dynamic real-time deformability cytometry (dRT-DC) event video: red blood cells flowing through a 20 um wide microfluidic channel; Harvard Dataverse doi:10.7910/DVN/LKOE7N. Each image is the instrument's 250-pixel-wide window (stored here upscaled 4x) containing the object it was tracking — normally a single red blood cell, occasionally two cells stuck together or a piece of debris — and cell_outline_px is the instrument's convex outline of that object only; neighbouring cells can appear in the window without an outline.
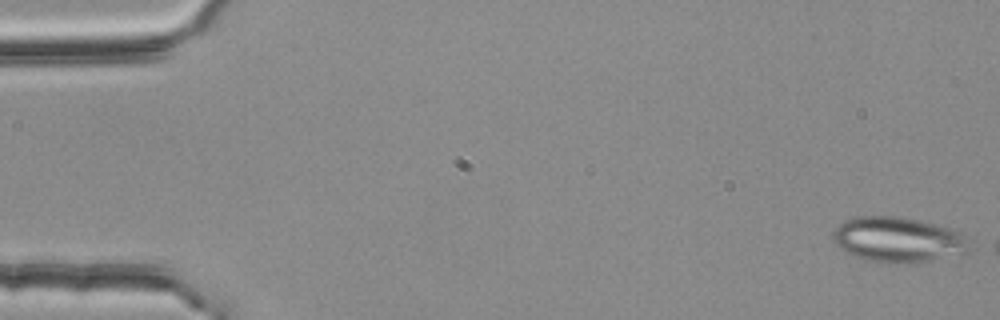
{"species": "common noctule bat (a hibernating species)", "species_latin": "Nyctalus noctula", "temperature_condition": "room temperature", "stored_images_in_passage": 6, "camera_frame_rate_fps": 3000, "um_per_image_px": 0.085, "animal": {"sex": "female", "body_mass_g": 25.1}, "frame": {"image": 1, "passage_image": 1, "time_ms": 0.0, "image_size_px": [1000, 320], "cell_outline_px": [[972, 240], [968, 252], [924, 260], [896, 264], [864, 260], [844, 252], [832, 240], [832, 232], [844, 220], [856, 216], [896, 216], [920, 220], [948, 228], [960, 232]], "centroid_in_image_um": [76.29, 20.36], "position_along_channel_um": 8.7, "area_um2": 35.95}}